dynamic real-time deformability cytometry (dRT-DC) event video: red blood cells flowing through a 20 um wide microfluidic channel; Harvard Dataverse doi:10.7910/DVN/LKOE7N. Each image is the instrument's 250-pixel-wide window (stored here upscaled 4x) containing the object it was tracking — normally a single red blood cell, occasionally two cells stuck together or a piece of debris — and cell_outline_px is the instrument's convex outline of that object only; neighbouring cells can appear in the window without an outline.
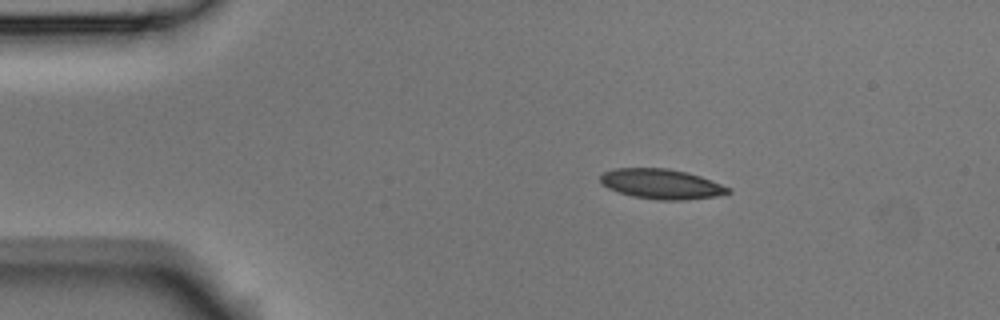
{"species": "Egyptian fruit bat (a non-hibernating species)", "species_latin": "Rousettus aegyptiacus", "temperature_condition": "room temperature", "stored_images_in_passage": 3, "camera_frame_rate_fps": 3000, "um_per_image_px": 0.085, "animal": {"sex": "male"}, "frame": {"image": 1, "passage_image": 2, "time_ms": 0.333, "image_size_px": [1000, 320], "cell_outline_px": [[732, 192], [716, 196], [684, 200], [656, 200], [632, 196], [608, 188], [600, 184], [600, 176], [604, 172], [612, 168], [668, 168], [688, 172], [712, 180], [732, 188]], "centroid_in_image_um": [56.23, 15.63], "position_along_channel_um": 28.8, "area_um2": 22.54}}